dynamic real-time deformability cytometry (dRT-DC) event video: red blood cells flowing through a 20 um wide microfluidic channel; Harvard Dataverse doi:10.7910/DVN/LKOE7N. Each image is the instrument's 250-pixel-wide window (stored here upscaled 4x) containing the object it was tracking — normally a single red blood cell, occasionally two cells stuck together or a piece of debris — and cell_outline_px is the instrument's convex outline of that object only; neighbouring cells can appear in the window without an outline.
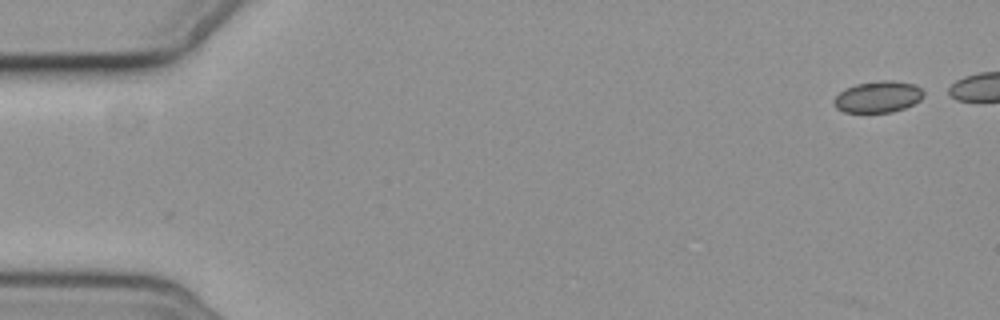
{"species": "common noctule bat (a hibernating species)", "species_latin": "Nyctalus noctula", "temperature_condition": "cold", "stored_images_in_passage": 2, "camera_frame_rate_fps": 3000, "um_per_image_px": 0.085, "animal": {"sex": "female", "body_mass_g": 19.3, "forearm_length_mm": 54.1}, "frame": {"image": 1, "passage_image": 2, "time_ms": 1.333, "image_size_px": [1000, 320], "cell_outline_px": [[924, 96], [920, 100], [904, 108], [892, 112], [844, 112], [836, 108], [836, 96], [844, 88], [856, 84], [884, 80], [888, 80], [912, 84], [920, 88], [924, 92]], "centroid_in_image_um": [74.64, 8.23], "position_along_channel_um": 10.4, "area_um2": 16.13}}